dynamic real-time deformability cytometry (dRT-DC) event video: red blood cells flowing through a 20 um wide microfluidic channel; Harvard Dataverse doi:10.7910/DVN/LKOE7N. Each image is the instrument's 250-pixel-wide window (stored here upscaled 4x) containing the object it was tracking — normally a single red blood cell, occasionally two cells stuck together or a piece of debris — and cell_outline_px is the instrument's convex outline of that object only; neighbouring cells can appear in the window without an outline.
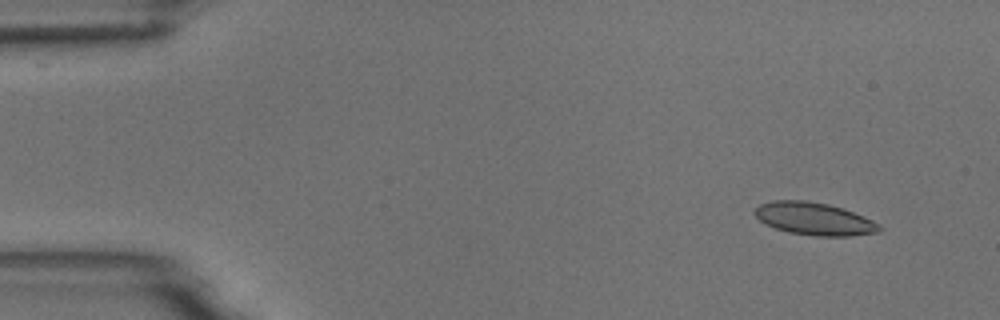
{"species": "common noctule bat (a hibernating species)", "species_latin": "Nyctalus noctula", "temperature_condition": "room temperature", "stored_images_in_passage": 5, "camera_frame_rate_fps": 3000, "um_per_image_px": 0.085, "animal": {"sex": "male", "body_mass_g": 18.8}, "frame": {"image": 1, "passage_image": 2, "time_ms": 1.333, "image_size_px": [1000, 320], "cell_outline_px": [[884, 228], [880, 232], [852, 236], [816, 236], [788, 232], [764, 224], [752, 212], [760, 204], [772, 200], [804, 200], [828, 204], [844, 208], [864, 216], [880, 224]], "centroid_in_image_um": [69.24, 18.6], "position_along_channel_um": 15.8, "area_um2": 23.93}}
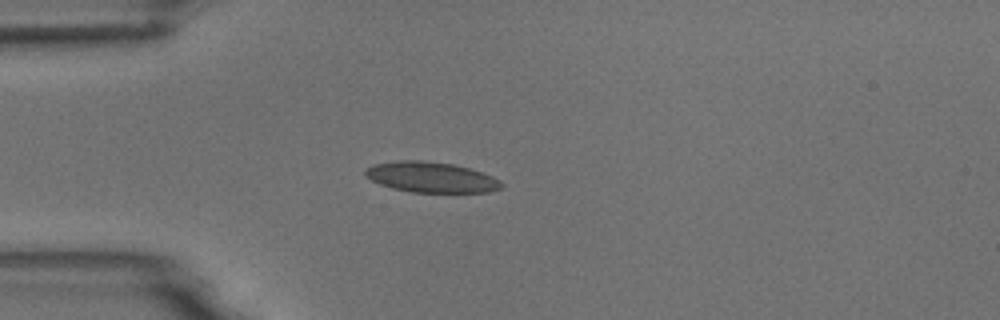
{"frame": {"image": 2, "passage_image": 5, "time_ms": 4.667, "image_size_px": [1000, 320], "cell_outline_px": [[504, 184], [500, 188], [488, 192], [412, 192], [392, 188], [380, 184], [364, 176], [364, 168], [372, 164], [396, 160], [420, 160], [452, 164], [468, 168], [492, 176], [500, 180]], "centroid_in_image_um": [36.59, 15.05], "position_along_channel_um": 48.4, "area_um2": 24.22}}